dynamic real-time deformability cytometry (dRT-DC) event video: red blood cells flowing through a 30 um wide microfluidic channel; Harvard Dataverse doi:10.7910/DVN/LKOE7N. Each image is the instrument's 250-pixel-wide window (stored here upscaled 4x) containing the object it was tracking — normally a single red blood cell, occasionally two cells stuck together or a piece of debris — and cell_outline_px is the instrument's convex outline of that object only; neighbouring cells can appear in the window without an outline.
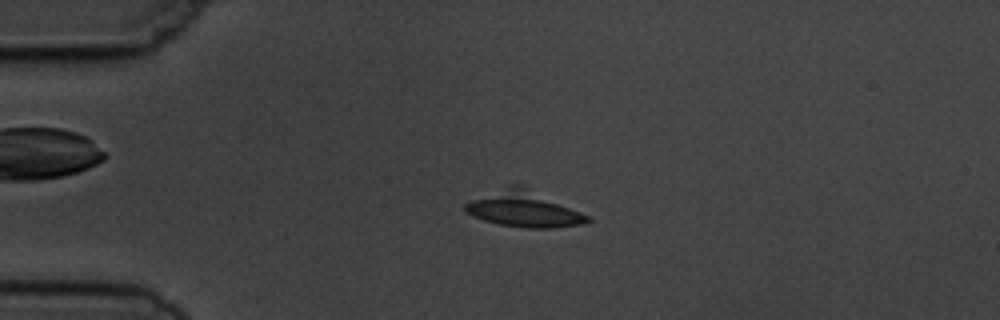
{"species": "common noctule bat (a hibernating species)", "species_latin": "Nyctalus noctula", "temperature_condition": "cold", "stored_images_in_passage": 3, "camera_frame_rate_fps": 3000, "um_per_image_px": 0.085, "animal": {"sex": "male", "body_mass_g": 19.5, "forearm_length_mm": 54.6}, "frame": {"image": 1, "passage_image": 2, "time_ms": 1.333, "image_size_px": [1000, 320], "cell_outline_px": [[592, 220], [580, 224], [552, 228], [528, 228], [500, 224], [484, 220], [472, 216], [464, 212], [464, 204], [472, 200], [512, 184], [520, 184], [580, 212], [588, 216]], "centroid_in_image_um": [44.49, 17.78], "position_along_channel_um": 40.5, "area_um2": 24.85}}